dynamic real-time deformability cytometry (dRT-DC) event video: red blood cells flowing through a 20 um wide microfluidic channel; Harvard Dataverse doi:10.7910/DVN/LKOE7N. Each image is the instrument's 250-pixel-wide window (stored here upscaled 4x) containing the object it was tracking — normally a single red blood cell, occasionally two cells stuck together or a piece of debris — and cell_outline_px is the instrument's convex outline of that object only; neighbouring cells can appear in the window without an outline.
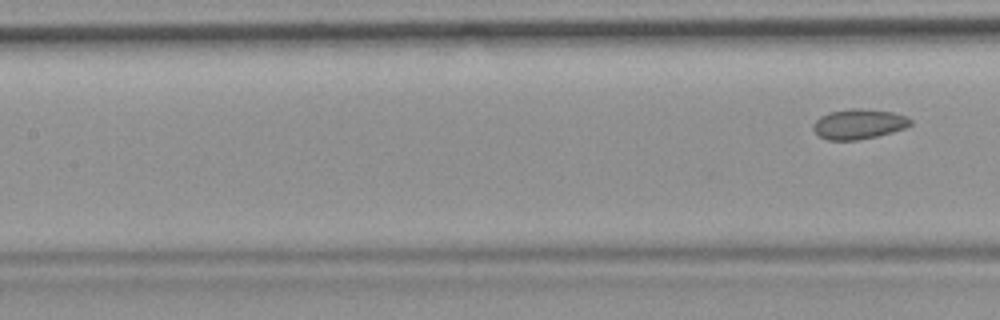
{"species": "common noctule bat (a hibernating species)", "species_latin": "Nyctalus noctula", "temperature_condition": "room temperature", "stored_images_in_passage": 9, "segment_of_instrument_passage": [2, 2], "camera_frame_rate_fps": 3000, "um_per_image_px": 0.085, "animal": {"sex": "female", "body_mass_g": 19.9}, "frame": {"image": 1, "passage_image": 9, "time_ms": 2.667, "image_size_px": [1000, 320], "cell_outline_px": [[912, 124], [904, 128], [892, 132], [860, 140], [828, 140], [820, 136], [812, 128], [812, 124], [820, 116], [828, 112], [848, 108], [864, 108], [892, 112], [908, 116], [912, 120]], "centroid_in_image_um": [72.99, 10.53], "position_along_channel_um": 134.4, "area_um2": 17.22}}